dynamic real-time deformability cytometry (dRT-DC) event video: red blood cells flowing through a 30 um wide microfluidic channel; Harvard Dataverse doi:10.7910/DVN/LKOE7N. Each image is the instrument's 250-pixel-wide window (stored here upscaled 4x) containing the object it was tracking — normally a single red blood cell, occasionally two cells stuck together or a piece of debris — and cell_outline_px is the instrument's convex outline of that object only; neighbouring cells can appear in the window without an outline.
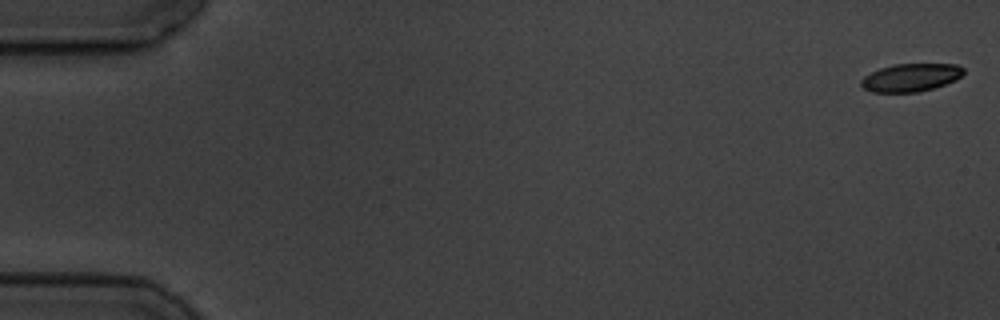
{"species": "common noctule bat (a hibernating species)", "species_latin": "Nyctalus noctula", "temperature_condition": "cold", "stored_images_in_passage": 5, "camera_frame_rate_fps": 3000, "um_per_image_px": 0.085, "animal": {"sex": "male", "body_mass_g": 19.5, "forearm_length_mm": 54.6}, "frame": {"image": 1, "passage_image": 1, "time_ms": 0.0, "image_size_px": [1000, 320], "cell_outline_px": [[964, 72], [956, 80], [932, 88], [916, 92], [872, 92], [864, 88], [860, 84], [860, 80], [864, 76], [880, 68], [892, 64], [956, 64], [964, 68]], "centroid_in_image_um": [77.4, 6.58], "position_along_channel_um": 7.6, "area_um2": 16.59}}
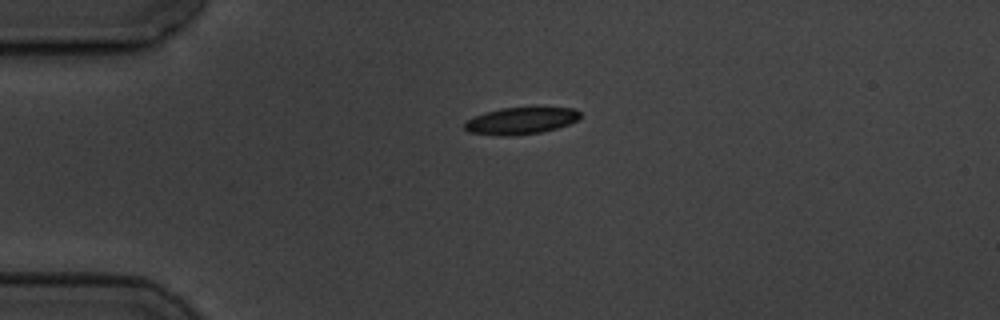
{"frame": {"image": 2, "passage_image": 4, "time_ms": 4.333, "image_size_px": [1000, 320], "cell_outline_px": [[580, 116], [576, 120], [568, 124], [556, 128], [540, 132], [508, 136], [496, 136], [468, 132], [464, 128], [464, 124], [468, 120], [484, 112], [500, 108], [572, 108], [580, 112]], "centroid_in_image_um": [44.22, 10.27], "position_along_channel_um": 40.8, "area_um2": 17.86}}